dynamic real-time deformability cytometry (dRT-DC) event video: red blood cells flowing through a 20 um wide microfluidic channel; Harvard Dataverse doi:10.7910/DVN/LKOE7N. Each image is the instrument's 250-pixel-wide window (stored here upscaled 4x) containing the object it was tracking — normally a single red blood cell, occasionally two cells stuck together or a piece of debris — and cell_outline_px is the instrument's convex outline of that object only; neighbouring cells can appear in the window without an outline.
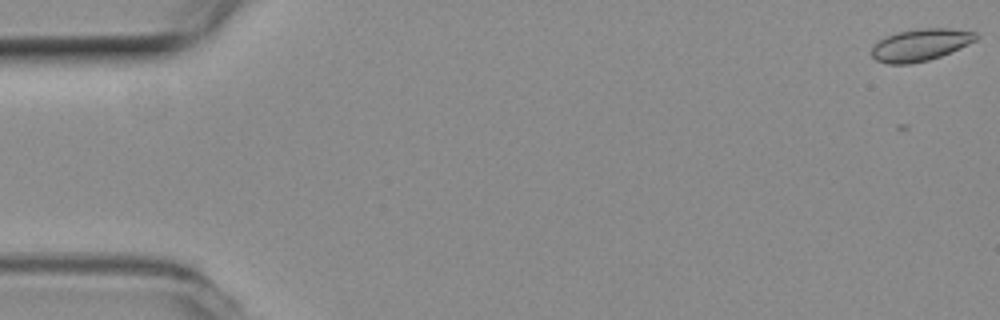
{"species": "common noctule bat (a hibernating species)", "species_latin": "Nyctalus noctula", "temperature_condition": "room temperature", "stored_images_in_passage": 16, "camera_frame_rate_fps": 3000, "um_per_image_px": 0.085, "animal": {"sex": "female", "body_mass_g": 19.3, "forearm_length_mm": 54.1}, "frame": {"image": 1, "passage_image": 1, "time_ms": 0.0, "image_size_px": [1000, 320], "cell_outline_px": [[980, 36], [976, 40], [968, 44], [940, 56], [928, 60], [908, 64], [888, 64], [876, 60], [872, 56], [872, 48], [880, 40], [896, 32], [920, 28], [948, 28], [976, 32]], "centroid_in_image_um": [78.25, 3.81], "position_along_channel_um": 6.7, "area_um2": 19.31}}